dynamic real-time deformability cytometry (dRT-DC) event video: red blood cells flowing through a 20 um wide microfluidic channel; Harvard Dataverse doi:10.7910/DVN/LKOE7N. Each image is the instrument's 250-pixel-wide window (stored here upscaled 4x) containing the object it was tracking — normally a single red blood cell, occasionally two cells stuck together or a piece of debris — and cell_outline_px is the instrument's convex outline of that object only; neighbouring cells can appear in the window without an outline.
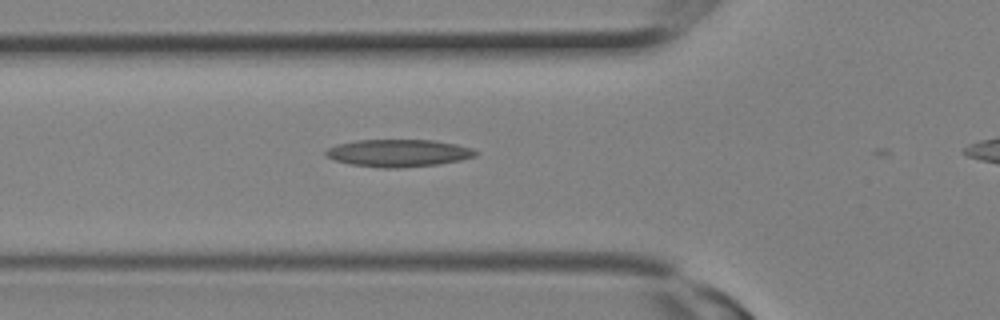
{"species": "Egyptian fruit bat (a non-hibernating species)", "species_latin": "Rousettus aegyptiacus", "temperature_condition": "room temperature", "stored_images_in_passage": 3, "camera_frame_rate_fps": 3000, "um_per_image_px": 0.085, "animal": {"sex": "female"}, "frame": {"image": 1, "passage_image": 2, "time_ms": 0.333, "image_size_px": [1000, 320], "cell_outline_px": [[480, 152], [476, 156], [460, 160], [440, 164], [396, 168], [384, 168], [348, 164], [324, 156], [324, 152], [328, 148], [336, 144], [356, 140], [432, 140], [456, 144], [472, 148]], "centroid_in_image_um": [33.86, 13.01], "position_along_channel_um": 91.9, "area_um2": 24.04}}